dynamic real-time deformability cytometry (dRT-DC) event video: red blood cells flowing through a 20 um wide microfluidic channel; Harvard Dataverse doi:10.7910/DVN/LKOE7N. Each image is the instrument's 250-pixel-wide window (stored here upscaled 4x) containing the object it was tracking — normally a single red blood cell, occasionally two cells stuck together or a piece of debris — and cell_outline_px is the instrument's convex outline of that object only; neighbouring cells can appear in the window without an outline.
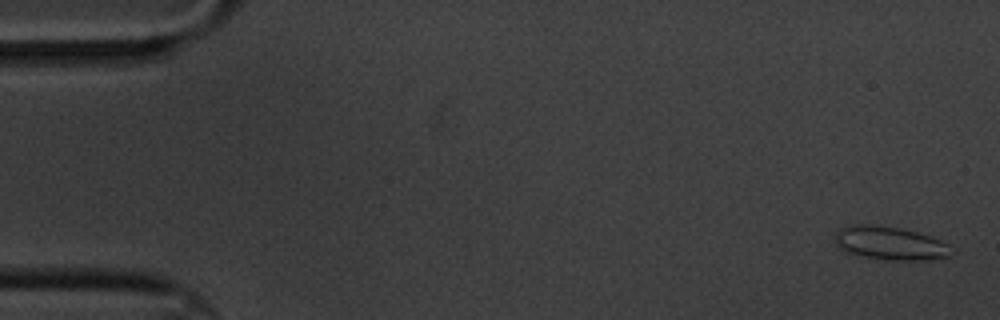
{"species": "common noctule bat (a hibernating species)", "species_latin": "Nyctalus noctula", "temperature_condition": "cold", "stored_images_in_passage": 6, "camera_frame_rate_fps": 3000, "um_per_image_px": 0.085, "animal": {"sex": "male", "body_mass_g": 20.1, "forearm_length_mm": 53.5}, "frame": {"image": 1, "passage_image": 1, "time_ms": 0.0, "image_size_px": [1000, 320], "cell_outline_px": [[956, 252], [952, 256], [924, 260], [884, 260], [844, 252], [836, 244], [836, 232], [840, 228], [848, 224], [868, 224], [900, 228], [916, 232], [940, 240], [948, 244]], "centroid_in_image_um": [75.67, 20.68], "position_along_channel_um": 9.3, "area_um2": 22.83}}
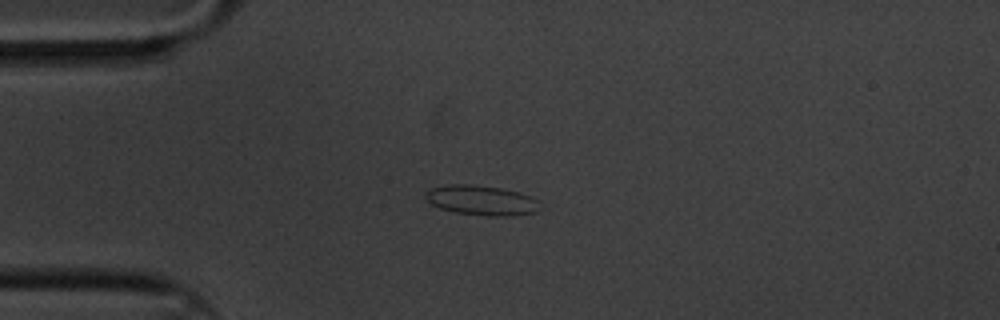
{"frame": {"image": 2, "passage_image": 5, "time_ms": 1.333, "image_size_px": [1000, 320], "cell_outline_px": [[544, 208], [536, 212], [512, 216], [488, 216], [456, 212], [440, 208], [432, 204], [424, 196], [424, 192], [432, 188], [448, 184], [468, 184], [500, 188], [532, 196], [540, 200]], "centroid_in_image_um": [41.0, 17.03], "position_along_channel_um": 44.0, "area_um2": 20.11}}